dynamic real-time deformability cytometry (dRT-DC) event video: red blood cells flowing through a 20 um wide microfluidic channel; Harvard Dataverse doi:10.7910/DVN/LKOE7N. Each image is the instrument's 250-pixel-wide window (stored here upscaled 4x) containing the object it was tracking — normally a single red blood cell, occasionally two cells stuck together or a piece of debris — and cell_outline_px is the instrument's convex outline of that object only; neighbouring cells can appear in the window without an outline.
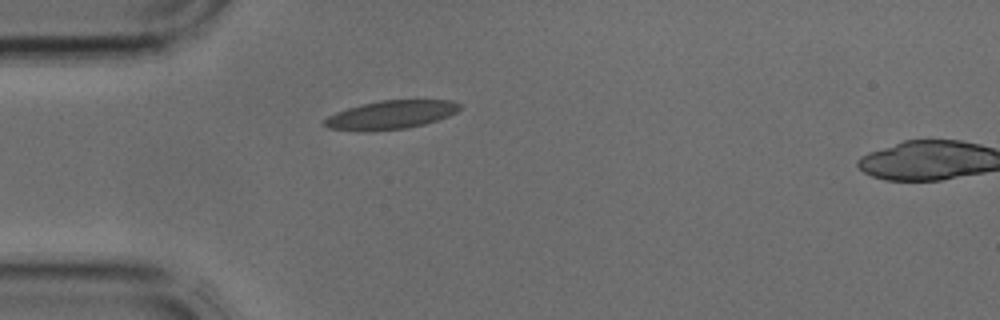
{"species": "common noctule bat (a hibernating species)", "species_latin": "Nyctalus noctula", "temperature_condition": "cold", "stored_images_in_passage": 3, "camera_frame_rate_fps": 3000, "um_per_image_px": 0.085, "animal": {"sex": "male", "body_mass_g": 17.9, "forearm_length_mm": 54.2}, "frame": {"image": 1, "passage_image": 3, "time_ms": 0.667, "image_size_px": [1000, 320], "cell_outline_px": [[460, 108], [456, 112], [448, 116], [424, 124], [408, 128], [372, 132], [364, 132], [328, 128], [324, 124], [324, 120], [328, 116], [336, 112], [348, 108], [380, 100], [452, 100], [460, 104]], "centroid_in_image_um": [33.21, 9.77], "position_along_channel_um": 51.8, "area_um2": 22.54}}